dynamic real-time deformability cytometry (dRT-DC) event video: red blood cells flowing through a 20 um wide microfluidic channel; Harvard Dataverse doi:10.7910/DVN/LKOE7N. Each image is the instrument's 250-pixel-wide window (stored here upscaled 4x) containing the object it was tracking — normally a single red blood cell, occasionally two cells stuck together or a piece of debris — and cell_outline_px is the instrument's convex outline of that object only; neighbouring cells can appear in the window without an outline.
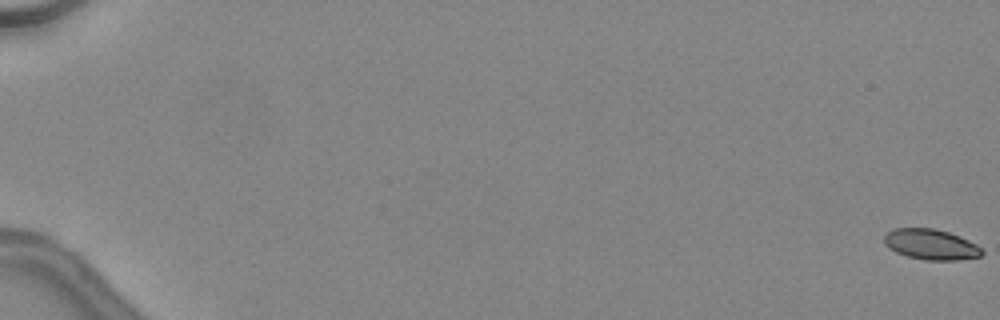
{"species": "common noctule bat (a hibernating species)", "species_latin": "Nyctalus noctula", "temperature_condition": "warm", "stored_images_in_passage": 49, "camera_frame_rate_fps": 3000, "um_per_image_px": 0.085, "animal": {"sex": "female", "body_mass_g": 24.6, "forearm_length_mm": 56.2}, "frame": {"image": 1, "passage_image": 1, "time_ms": 0.0, "image_size_px": [1000, 320], "cell_outline_px": [[984, 252], [980, 256], [956, 260], [924, 260], [908, 256], [896, 252], [888, 248], [884, 244], [884, 236], [892, 228], [932, 228], [948, 232], [960, 236], [976, 244]], "centroid_in_image_um": [79.1, 20.77], "position_along_channel_um": 5.9, "area_um2": 17.34}}
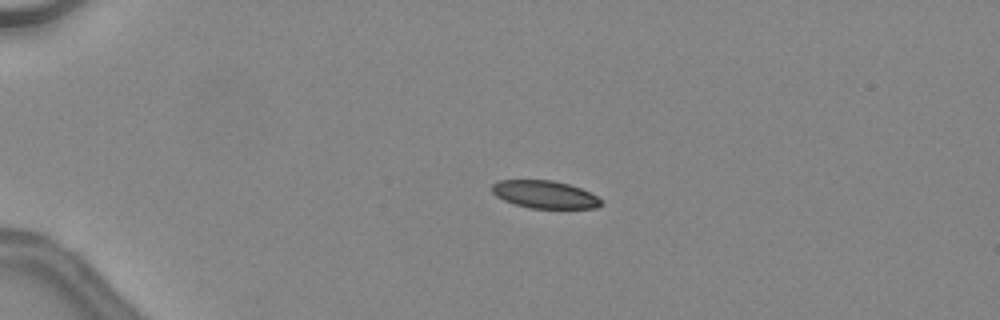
{"frame": {"image": 2, "passage_image": 14, "time_ms": 4.333, "image_size_px": [1000, 320], "cell_outline_px": [[600, 204], [596, 208], [528, 208], [504, 200], [496, 196], [492, 192], [492, 184], [500, 180], [552, 180], [568, 184], [580, 188], [596, 196], [600, 200]], "centroid_in_image_um": [46.26, 16.52], "position_along_channel_um": 38.7, "area_um2": 17.34}, "authors_computed_cell_mechanics": {"area_um2": 18.785, "velocity_mm_per_s": 4.5282, "shape_relaxation_time_tau1_ms": 5.7663, "shape_relaxation_time_tau2_ms": 1.2081, "deformation_change_tau1": 0.1749, "deformation_change_tau2": 0.0681}}